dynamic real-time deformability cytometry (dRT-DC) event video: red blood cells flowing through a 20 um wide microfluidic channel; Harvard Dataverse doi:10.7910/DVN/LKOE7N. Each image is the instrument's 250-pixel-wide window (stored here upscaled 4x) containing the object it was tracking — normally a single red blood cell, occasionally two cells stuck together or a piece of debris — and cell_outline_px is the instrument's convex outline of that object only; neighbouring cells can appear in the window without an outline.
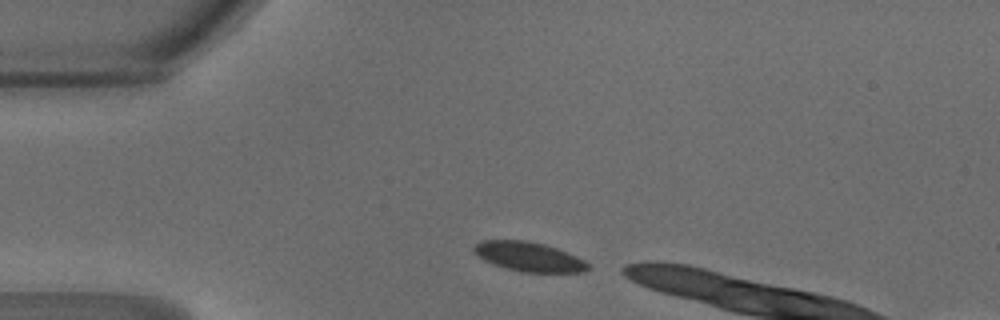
{"species": "common noctule bat (a hibernating species)", "species_latin": "Nyctalus noctula", "temperature_condition": "warm", "stored_images_in_passage": 5, "camera_frame_rate_fps": 3000, "um_per_image_px": 0.085, "animal": {"sex": "male", "body_mass_g": 18.8}, "frame": {"image": 1, "passage_image": 1, "time_ms": 0.0, "image_size_px": [1000, 320], "cell_outline_px": [[592, 268], [584, 272], [520, 272], [492, 264], [484, 260], [472, 252], [472, 248], [480, 240], [524, 240], [544, 244], [556, 248], [576, 256], [592, 264]], "centroid_in_image_um": [44.96, 21.82], "position_along_channel_um": 40.0, "area_um2": 19.77}}